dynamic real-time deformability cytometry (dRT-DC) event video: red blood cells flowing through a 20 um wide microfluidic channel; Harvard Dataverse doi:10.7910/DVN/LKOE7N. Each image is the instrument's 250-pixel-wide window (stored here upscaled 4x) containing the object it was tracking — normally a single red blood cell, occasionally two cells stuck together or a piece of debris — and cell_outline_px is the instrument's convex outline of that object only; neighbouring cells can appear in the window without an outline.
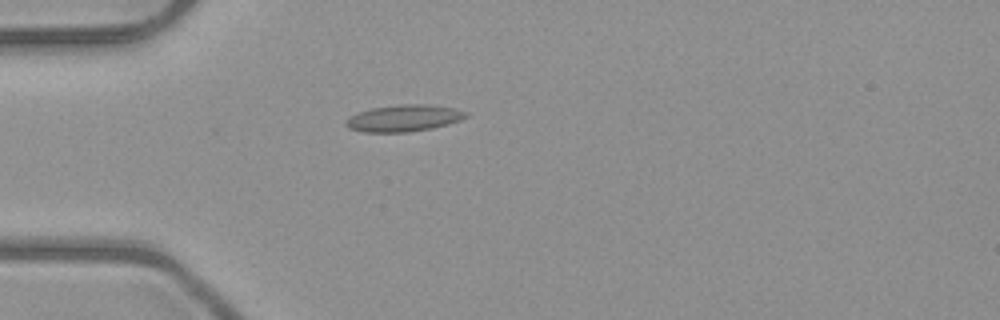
{"species": "common noctule bat (a hibernating species)", "species_latin": "Nyctalus noctula", "temperature_condition": "room temperature", "stored_images_in_passage": 34, "camera_frame_rate_fps": 3000, "um_per_image_px": 0.085, "animal": {"sex": "male", "body_mass_g": 23.1, "forearm_length_mm": 52.7}, "frame": {"image": 1, "passage_image": 5, "time_ms": 1.333, "image_size_px": [1000, 320], "cell_outline_px": [[468, 116], [460, 120], [448, 124], [432, 128], [408, 132], [364, 132], [348, 128], [344, 124], [344, 120], [360, 112], [372, 108], [404, 104], [424, 104], [452, 108], [468, 112]], "centroid_in_image_um": [34.32, 10.05], "position_along_channel_um": 50.7, "area_um2": 18.5}}
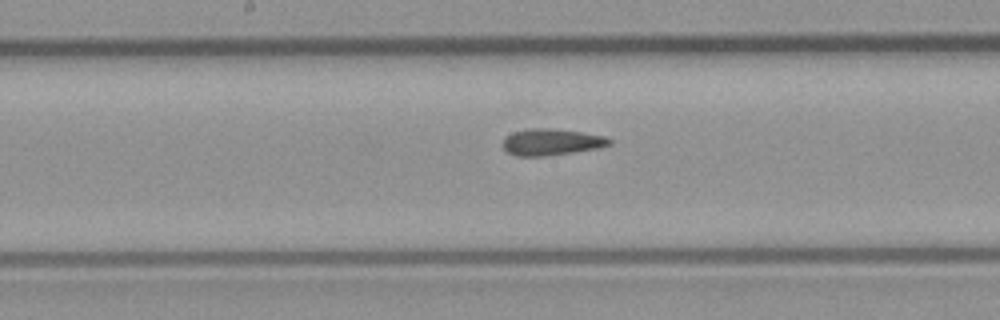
{"frame": {"image": 2, "passage_image": 17, "time_ms": 5.333, "image_size_px": [1000, 320], "cell_outline_px": [[612, 144], [600, 148], [544, 156], [516, 156], [508, 152], [500, 144], [504, 136], [512, 132], [532, 128], [556, 128], [604, 136], [612, 140]], "centroid_in_image_um": [46.83, 12.06], "position_along_channel_um": 201.4, "area_um2": 16.65}}
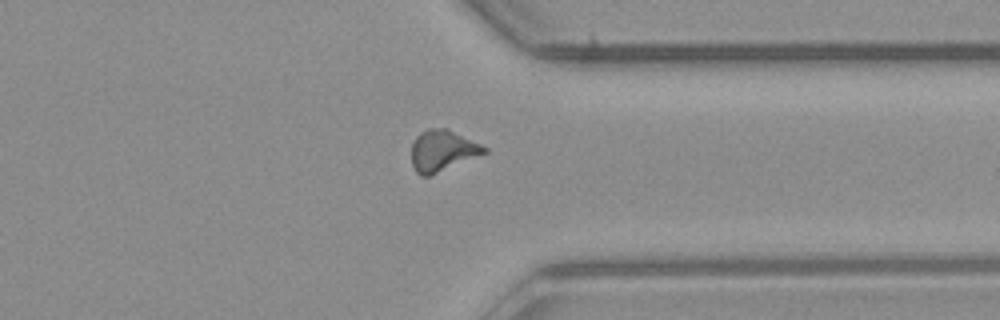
{"frame": {"image": 3, "passage_image": 30, "time_ms": 9.667, "image_size_px": [1000, 320], "cell_outline_px": [[488, 152], [428, 176], [420, 176], [416, 172], [412, 164], [412, 144], [416, 136], [420, 132], [428, 128], [448, 128], [488, 148]], "centroid_in_image_um": [37.6, 12.79], "position_along_channel_um": 373.8, "area_um2": 17.34}, "authors_computed_cell_mechanics": {"area_um2": 16.7042, "velocity_mm_per_s": 4.0492, "shape_relaxation_time_tau1_ms": null, "shape_relaxation_time_tau2_ms": 3.2538, "deformation_change_tau1": null, "deformation_change_tau2": 0.092}}